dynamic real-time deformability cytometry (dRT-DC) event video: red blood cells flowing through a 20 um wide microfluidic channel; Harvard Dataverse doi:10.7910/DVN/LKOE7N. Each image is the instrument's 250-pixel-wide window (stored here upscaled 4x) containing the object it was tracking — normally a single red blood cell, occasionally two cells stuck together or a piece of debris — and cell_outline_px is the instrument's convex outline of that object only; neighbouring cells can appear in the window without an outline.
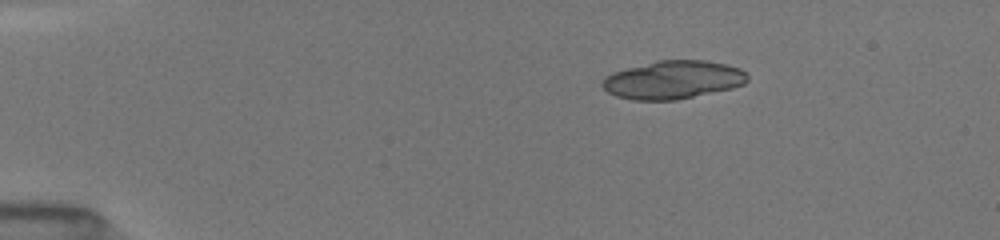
{"species": "common noctule bat (a hibernating species)", "species_latin": "Nyctalus noctula", "temperature_condition": "room temperature", "stored_images_in_passage": 40, "camera_frame_rate_fps": 3000, "um_per_image_px": 0.085, "animal": {"sex": "female", "body_mass_g": 19.5, "forearm_length_mm": 54.1}, "frame": {"image": 1, "passage_image": 1, "time_ms": 0.0, "image_size_px": [1000, 240], "cell_outline_px": [[748, 80], [744, 84], [732, 88], [676, 100], [632, 100], [616, 96], [608, 92], [600, 84], [604, 76], [612, 72], [656, 60], [704, 60], [728, 64], [740, 68], [748, 76]], "centroid_in_image_um": [57.19, 6.78], "position_along_channel_um": 27.8, "area_um2": 32.48}, "authors_computed_cell_mechanics": {"area_um2": 19.7965, "velocity_mm_per_s": 4.0551, "shape_relaxation_time_tau1_ms": 3.2974, "shape_relaxation_time_tau2_ms": 2.1037, "deformation_change_tau1": 0.1487, "deformation_change_tau2": 0.0825}}